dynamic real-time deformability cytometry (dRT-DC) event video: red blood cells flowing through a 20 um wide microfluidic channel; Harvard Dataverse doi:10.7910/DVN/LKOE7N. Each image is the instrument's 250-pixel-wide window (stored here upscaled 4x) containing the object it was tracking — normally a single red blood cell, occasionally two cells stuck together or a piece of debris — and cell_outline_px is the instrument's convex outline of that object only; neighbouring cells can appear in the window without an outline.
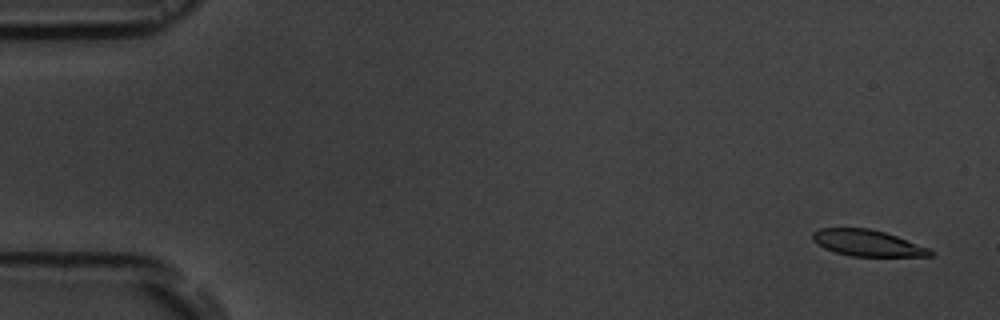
{"species": "common noctule bat (a hibernating species)", "species_latin": "Nyctalus noctula", "temperature_condition": "room temperature", "stored_images_in_passage": 6, "camera_frame_rate_fps": 3000, "um_per_image_px": 0.085, "animal": {"sex": "male", "body_mass_g": 19.5, "forearm_length_mm": 54.6}, "frame": {"image": 1, "passage_image": 1, "time_ms": 0.0, "image_size_px": [1000, 320], "cell_outline_px": [[932, 256], [852, 256], [836, 252], [824, 248], [812, 240], [812, 232], [820, 228], [868, 228], [884, 232], [896, 236], [928, 248], [932, 252]], "centroid_in_image_um": [73.68, 20.65], "position_along_channel_um": 11.3, "area_um2": 17.74}}
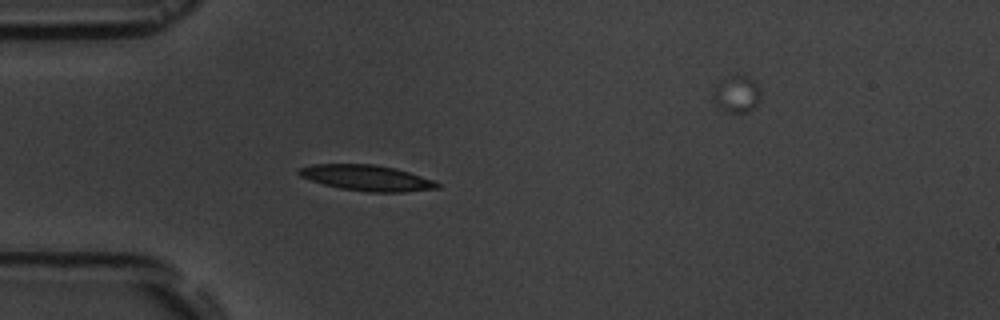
{"frame": {"image": 2, "passage_image": 5, "time_ms": 4.667, "image_size_px": [1000, 320], "cell_outline_px": [[440, 188], [404, 192], [368, 192], [340, 188], [324, 184], [300, 176], [296, 172], [300, 168], [312, 164], [372, 164], [396, 168], [432, 180], [440, 184]], "centroid_in_image_um": [31.17, 15.12], "position_along_channel_um": 53.8, "area_um2": 20.58}}